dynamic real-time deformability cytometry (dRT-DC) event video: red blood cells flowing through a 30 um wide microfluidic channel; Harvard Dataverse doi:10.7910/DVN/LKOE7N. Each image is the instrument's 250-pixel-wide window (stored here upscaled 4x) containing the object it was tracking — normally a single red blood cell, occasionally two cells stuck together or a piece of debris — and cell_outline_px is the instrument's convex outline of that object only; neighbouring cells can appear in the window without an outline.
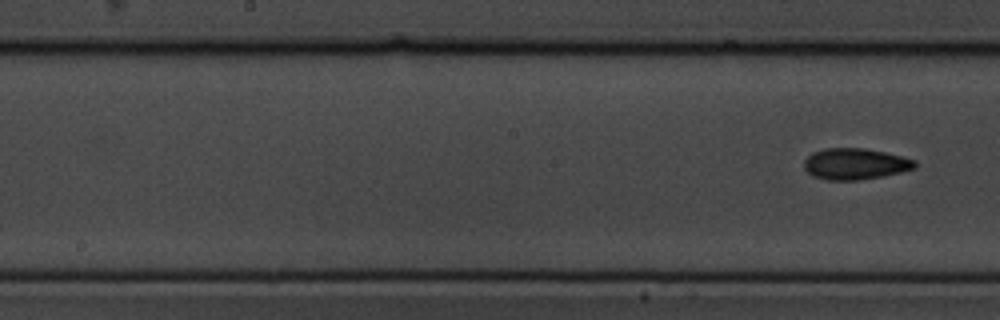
{"species": "common noctule bat (a hibernating species)", "species_latin": "Nyctalus noctula", "temperature_condition": "cold", "stored_images_in_passage": 9, "segment_of_instrument_passage": [2, 2], "camera_frame_rate_fps": 3000, "um_per_image_px": 0.085, "animal": {"sex": "male", "body_mass_g": 19.5, "forearm_length_mm": 54.6}, "frame": {"image": 1, "passage_image": 9, "time_ms": 10.333, "image_size_px": [1000, 320], "cell_outline_px": [[916, 168], [900, 172], [860, 180], [828, 180], [812, 176], [804, 168], [804, 160], [812, 152], [824, 148], [864, 148], [884, 152], [916, 160]], "centroid_in_image_um": [72.66, 13.93], "position_along_channel_um": 175.5, "area_um2": 20.11}}